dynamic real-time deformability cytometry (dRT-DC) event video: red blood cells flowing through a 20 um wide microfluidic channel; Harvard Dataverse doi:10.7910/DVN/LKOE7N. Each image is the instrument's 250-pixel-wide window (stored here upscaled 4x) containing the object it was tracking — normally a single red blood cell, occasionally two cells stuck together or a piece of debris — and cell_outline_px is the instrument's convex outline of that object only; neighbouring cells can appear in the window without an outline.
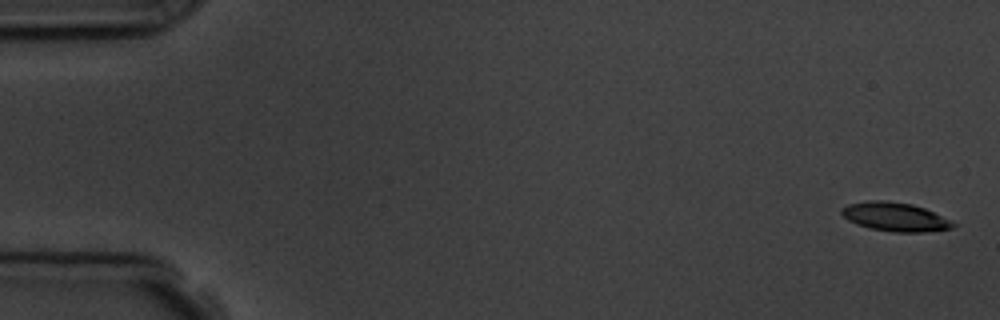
{"species": "common noctule bat (a hibernating species)", "species_latin": "Nyctalus noctula", "temperature_condition": "room temperature", "stored_images_in_passage": 5, "camera_frame_rate_fps": 3000, "um_per_image_px": 0.085, "animal": {"sex": "male", "body_mass_g": 19.5, "forearm_length_mm": 54.6}, "frame": {"image": 1, "passage_image": 1, "time_ms": 0.0, "image_size_px": [1000, 320], "cell_outline_px": [[960, 224], [952, 228], [924, 232], [892, 232], [868, 228], [856, 224], [848, 220], [840, 212], [840, 208], [848, 204], [868, 200], [884, 200], [912, 204], [924, 208]], "centroid_in_image_um": [76.08, 18.43], "position_along_channel_um": 8.9, "area_um2": 18.9}}
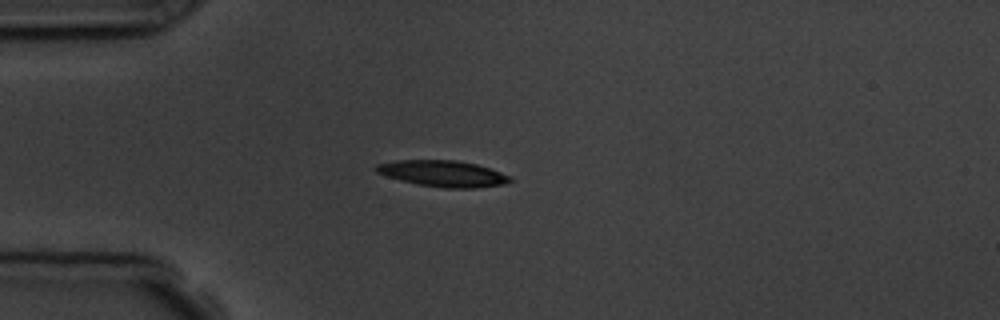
{"frame": {"image": 2, "passage_image": 4, "time_ms": 4.333, "image_size_px": [1000, 320], "cell_outline_px": [[512, 180], [504, 184], [476, 188], [444, 188], [416, 184], [400, 180], [376, 172], [372, 168], [376, 164], [396, 160], [456, 160], [476, 164], [500, 172], [508, 176]], "centroid_in_image_um": [37.59, 14.75], "position_along_channel_um": 47.4, "area_um2": 20.4}}